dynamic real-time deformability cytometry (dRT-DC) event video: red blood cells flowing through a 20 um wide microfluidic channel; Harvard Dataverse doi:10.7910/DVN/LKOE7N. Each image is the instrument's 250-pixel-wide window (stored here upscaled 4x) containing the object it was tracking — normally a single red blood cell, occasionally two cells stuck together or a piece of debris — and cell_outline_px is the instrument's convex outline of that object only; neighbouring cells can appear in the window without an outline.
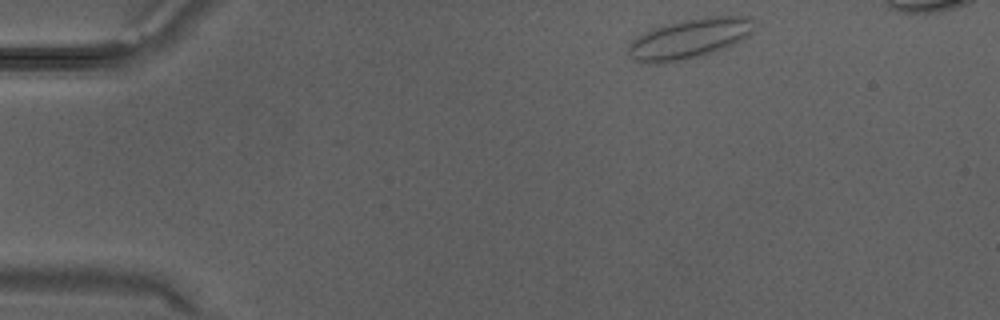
{"species": "Egyptian fruit bat (a non-hibernating species)", "species_latin": "Rousettus aegyptiacus", "temperature_condition": "warm", "stored_images_in_passage": 9, "camera_frame_rate_fps": 3000, "um_per_image_px": 0.085, "animal": {"sex": "male"}, "frame": {"image": 1, "passage_image": 1, "time_ms": 0.0, "image_size_px": [1000, 320], "cell_outline_px": [[752, 32], [740, 40], [732, 44], [712, 52], [680, 60], [660, 64], [656, 64], [632, 60], [628, 56], [628, 44], [632, 40], [644, 32], [660, 24], [708, 16], [748, 16], [752, 20]], "centroid_in_image_um": [58.51, 3.27], "position_along_channel_um": 26.5, "area_um2": 29.02}}